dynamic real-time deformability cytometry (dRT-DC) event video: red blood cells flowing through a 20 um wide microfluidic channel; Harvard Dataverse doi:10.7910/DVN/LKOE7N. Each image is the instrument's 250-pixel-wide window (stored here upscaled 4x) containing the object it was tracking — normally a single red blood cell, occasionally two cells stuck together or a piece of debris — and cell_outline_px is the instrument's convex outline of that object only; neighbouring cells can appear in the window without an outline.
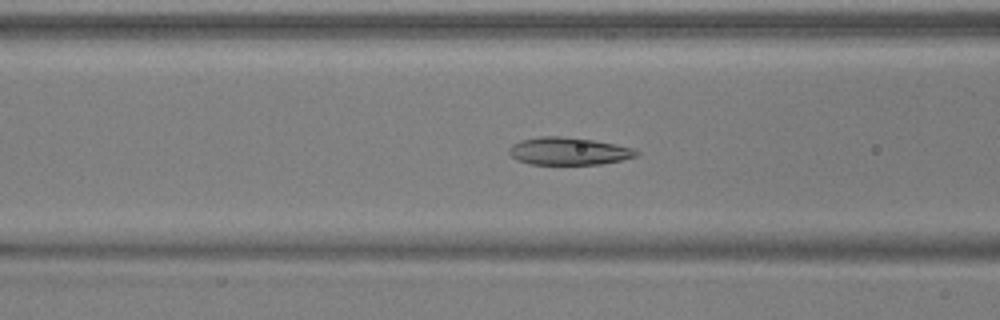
{"species": "common noctule bat (a hibernating species)", "species_latin": "Nyctalus noctula", "temperature_condition": "warm", "stored_images_in_passage": 44, "camera_frame_rate_fps": 3000, "um_per_image_px": 0.085, "animal": {"sex": "male", "body_mass_g": 17.9, "forearm_length_mm": 54.2}, "frame": {"image": 1, "passage_image": 13, "time_ms": 4.0, "image_size_px": [1000, 320], "cell_outline_px": [[640, 152], [636, 156], [620, 160], [600, 164], [528, 164], [516, 160], [508, 152], [508, 148], [512, 144], [520, 140], [540, 136], [560, 136], [592, 140], [616, 144], [632, 148]], "centroid_in_image_um": [48.28, 12.84], "position_along_channel_um": 118.3, "area_um2": 20.4}}
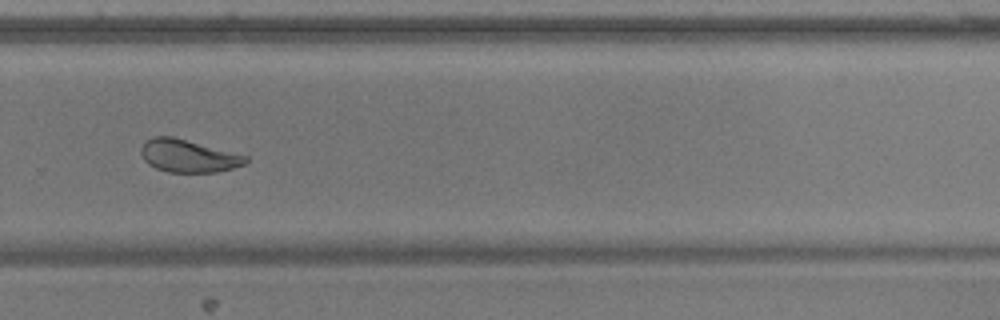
{"frame": {"image": 2, "passage_image": 28, "time_ms": 9.0, "image_size_px": [1000, 320], "cell_outline_px": [[248, 160], [244, 164], [232, 168], [216, 172], [168, 172], [156, 168], [148, 164], [144, 160], [140, 152], [140, 148], [152, 136], [172, 136], [248, 156]], "centroid_in_image_um": [15.98, 13.25], "position_along_channel_um": 313.8, "area_um2": 19.77}}
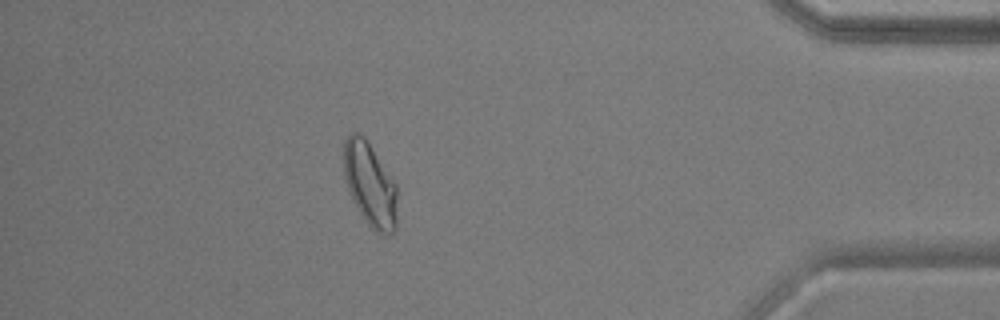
{"frame": {"image": 3, "passage_image": 38, "time_ms": 12.333, "image_size_px": [1000, 320], "cell_outline_px": [[396, 228], [388, 236], [372, 228], [368, 224], [360, 212], [348, 192], [344, 176], [344, 140], [352, 132], [360, 132], [364, 136], [396, 184]], "centroid_in_image_um": [31.43, 15.66], "position_along_channel_um": 403.8, "area_um2": 25.84}, "authors_computed_cell_mechanics": {"area_um2": 21.3282, "velocity_mm_per_s": 3.9153, "shape_relaxation_time_tau1_ms": 5.3122, "shape_relaxation_time_tau2_ms": 1.4376, "deformation_change_tau1": 0.1683, "deformation_change_tau2": 0.0649}}